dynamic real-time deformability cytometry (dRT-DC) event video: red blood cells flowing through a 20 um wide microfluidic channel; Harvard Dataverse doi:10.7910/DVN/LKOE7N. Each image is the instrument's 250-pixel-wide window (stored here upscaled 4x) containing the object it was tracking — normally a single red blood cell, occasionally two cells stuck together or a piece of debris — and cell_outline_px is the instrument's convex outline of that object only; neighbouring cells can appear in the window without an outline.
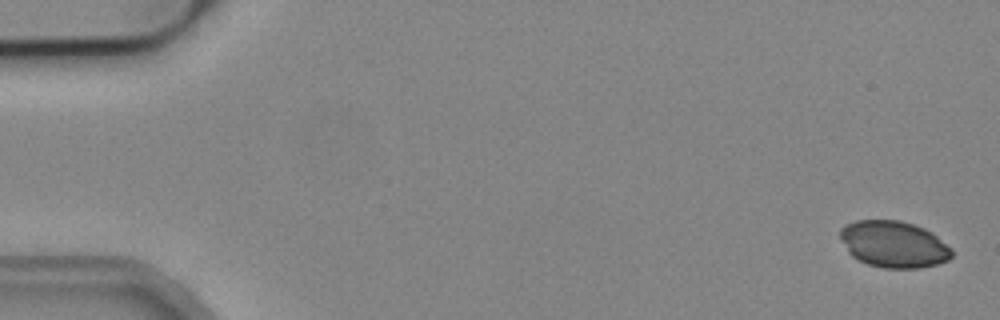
{"species": "common noctule bat (a hibernating species)", "species_latin": "Nyctalus noctula", "temperature_condition": "cold", "stored_images_in_passage": 5, "camera_frame_rate_fps": 3000, "um_per_image_px": 0.085, "animal": {"sex": "male", "body_mass_g": 19.2, "forearm_length_mm": 51.8}, "frame": {"image": 1, "passage_image": 1, "time_ms": 0.0, "image_size_px": [1000, 320], "cell_outline_px": [[952, 256], [948, 260], [936, 264], [920, 268], [884, 268], [868, 264], [852, 256], [848, 252], [840, 236], [840, 228], [856, 220], [900, 220], [924, 228], [932, 232], [952, 248]], "centroid_in_image_um": [75.98, 20.76], "position_along_channel_um": 9.0, "area_um2": 30.23}}